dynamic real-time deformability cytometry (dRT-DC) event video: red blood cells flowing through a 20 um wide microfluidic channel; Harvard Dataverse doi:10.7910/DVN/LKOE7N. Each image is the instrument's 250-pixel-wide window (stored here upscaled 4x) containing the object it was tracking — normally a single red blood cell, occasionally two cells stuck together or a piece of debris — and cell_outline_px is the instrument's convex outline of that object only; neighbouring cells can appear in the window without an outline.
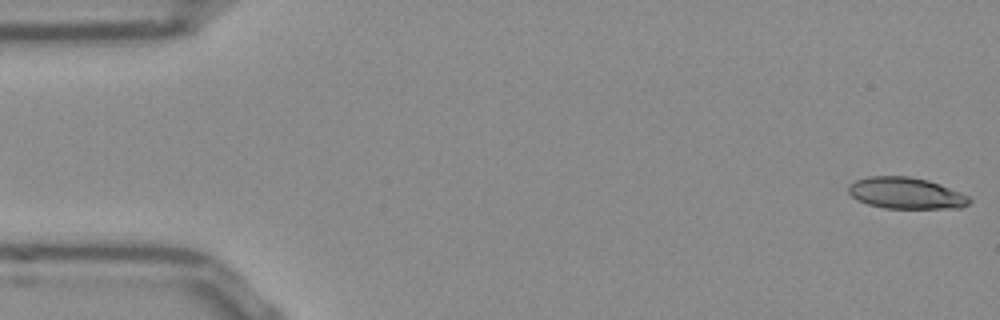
{"species": "Egyptian fruit bat (a non-hibernating species)", "species_latin": "Rousettus aegyptiacus", "temperature_condition": "room temperature", "stored_images_in_passage": 52, "camera_frame_rate_fps": 3000, "um_per_image_px": 0.085, "frame": {"image": 1, "passage_image": 1, "time_ms": 0.0, "image_size_px": [1000, 320], "cell_outline_px": [[972, 200], [968, 204], [960, 208], [884, 208], [868, 204], [856, 200], [848, 192], [848, 184], [856, 180], [868, 176], [908, 176], [928, 180], [940, 184], [968, 196]], "centroid_in_image_um": [76.97, 16.41], "position_along_channel_um": 8.0, "area_um2": 22.14}}
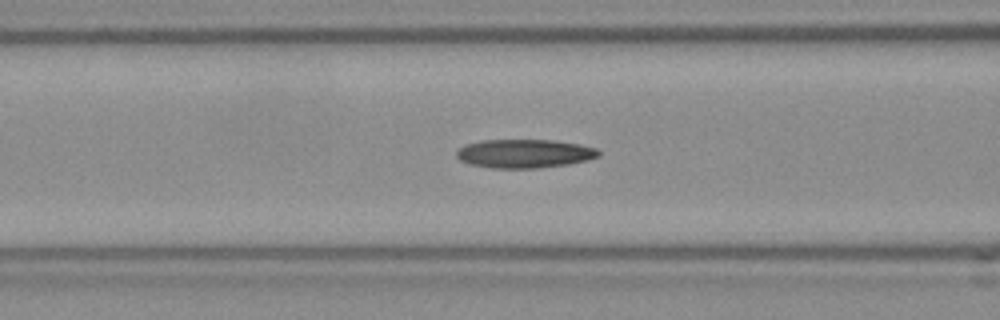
{"frame": {"image": 2, "passage_image": 20, "time_ms": 6.333, "image_size_px": [1000, 320], "cell_outline_px": [[600, 156], [588, 160], [568, 164], [536, 168], [492, 168], [468, 164], [460, 160], [456, 156], [456, 152], [464, 144], [480, 140], [552, 140], [580, 144], [596, 148], [600, 152]], "centroid_in_image_um": [44.56, 13.05], "position_along_channel_um": 122.0, "area_um2": 23.87}}
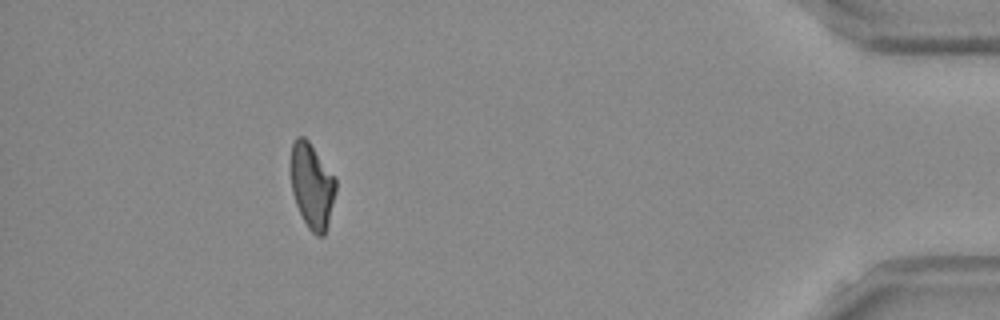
{"frame": {"image": 3, "passage_image": 47, "time_ms": 15.333, "image_size_px": [1000, 320], "cell_outline_px": [[336, 192], [328, 224], [324, 236], [316, 236], [308, 228], [296, 204], [292, 192], [292, 144], [296, 136], [304, 136], [308, 140], [336, 180]], "centroid_in_image_um": [26.53, 15.82], "position_along_channel_um": 408.7, "area_um2": 21.91}, "authors_computed_cell_mechanics": {"area_um2": 23.12, "velocity_mm_per_s": 3.8557, "shape_relaxation_time_tau1_ms": 8.8289, "shape_relaxation_time_tau2_ms": null, "deformation_change_tau1": 0.2034, "deformation_change_tau2": null}}